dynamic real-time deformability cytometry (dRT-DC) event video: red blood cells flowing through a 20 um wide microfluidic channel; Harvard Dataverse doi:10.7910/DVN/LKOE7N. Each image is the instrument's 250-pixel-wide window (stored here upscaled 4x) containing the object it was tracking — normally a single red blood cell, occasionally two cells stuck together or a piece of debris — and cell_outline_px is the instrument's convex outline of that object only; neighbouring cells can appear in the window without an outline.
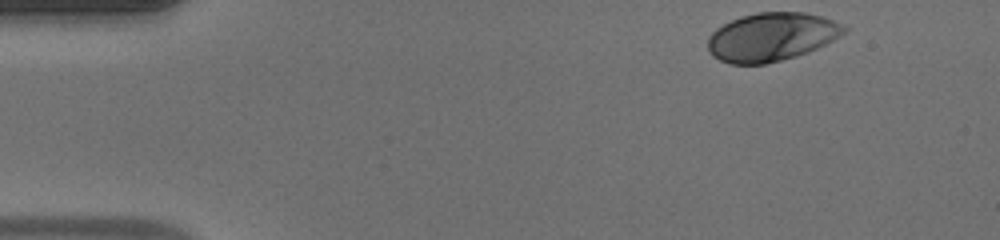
{"species": "human", "species_latin": "Homo sapiens", "temperature_condition": "warm", "stored_images_in_passage": 37, "camera_frame_rate_fps": 3000, "um_per_image_px": 0.085, "donor": {"sex": "male"}, "frame": {"image": 1, "passage_image": 1, "time_ms": 0.0, "image_size_px": [1000, 240], "cell_outline_px": [[848, 28], [840, 36], [808, 52], [796, 56], [764, 64], [732, 64], [720, 60], [712, 56], [708, 52], [708, 36], [716, 28], [740, 16], [756, 12], [804, 12], [820, 16], [832, 20]], "centroid_in_image_um": [65.53, 3.13], "position_along_channel_um": 19.5, "area_um2": 38.26}}
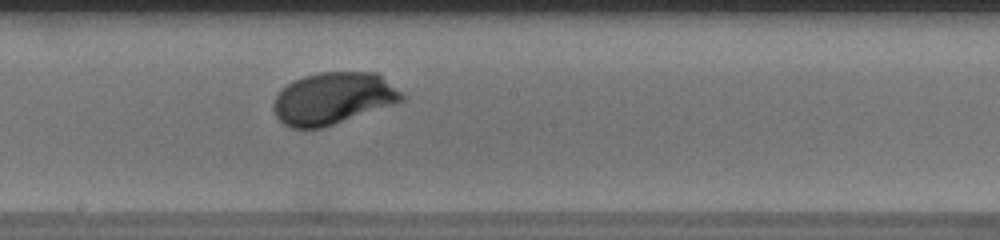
{"frame": {"image": 2, "passage_image": 23, "time_ms": 7.333, "image_size_px": [1000, 240], "cell_outline_px": [[408, 96], [404, 100], [320, 128], [292, 128], [284, 124], [276, 116], [272, 108], [272, 100], [292, 80], [304, 76], [320, 72], [376, 72]], "centroid_in_image_um": [28.3, 8.34], "position_along_channel_um": 219.9, "area_um2": 38.49}}
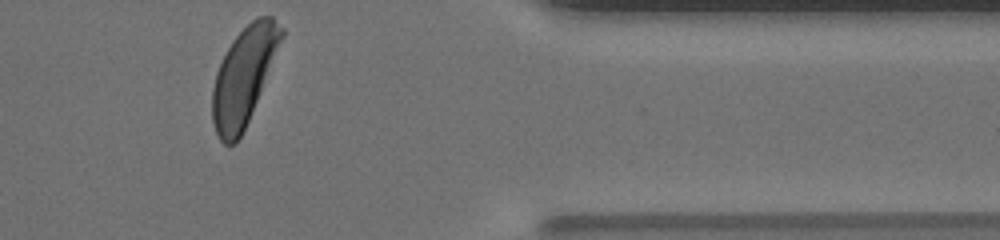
{"frame": {"image": 3, "passage_image": 37, "time_ms": 12.0, "image_size_px": [1000, 240], "cell_outline_px": [[284, 32], [248, 120], [236, 144], [224, 144], [220, 140], [216, 132], [212, 120], [212, 88], [216, 72], [232, 40], [256, 16], [272, 16], [284, 28]], "centroid_in_image_um": [20.68, 6.47], "position_along_channel_um": 390.7, "area_um2": 37.97}, "authors_computed_cell_mechanics": {"area_um2": 38.3214, "velocity_mm_per_s": 4.0993, "shape_relaxation_time_tau1_ms": 2.063, "shape_relaxation_time_tau2_ms": null, "deformation_change_tau1": 0.1413, "deformation_change_tau2": null}}